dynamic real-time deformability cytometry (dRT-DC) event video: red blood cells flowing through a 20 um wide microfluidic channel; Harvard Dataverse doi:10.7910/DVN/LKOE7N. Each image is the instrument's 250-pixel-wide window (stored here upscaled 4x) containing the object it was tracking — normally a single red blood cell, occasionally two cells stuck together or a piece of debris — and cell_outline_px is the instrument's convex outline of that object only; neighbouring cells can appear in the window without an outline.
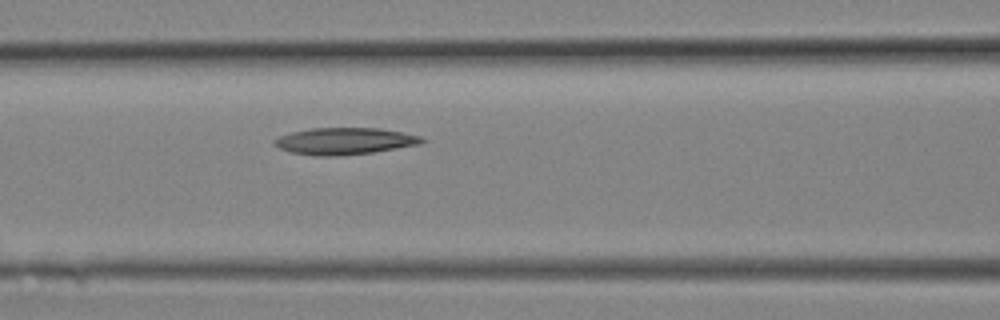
{"species": "Egyptian fruit bat (a non-hibernating species)", "species_latin": "Rousettus aegyptiacus", "temperature_condition": "room temperature", "stored_images_in_passage": 5, "segment_of_instrument_passage": [1, 2], "camera_frame_rate_fps": 3000, "um_per_image_px": 0.085, "animal": {"sex": "female"}, "frame": {"image": 1, "passage_image": 4, "time_ms": 1.0, "image_size_px": [1000, 320], "cell_outline_px": [[424, 140], [420, 144], [372, 152], [340, 156], [316, 156], [292, 152], [280, 148], [272, 144], [272, 140], [280, 136], [292, 132], [312, 128], [376, 128], [400, 132], [420, 136]], "centroid_in_image_um": [29.24, 12.0], "position_along_channel_um": 137.4, "area_um2": 22.77}}